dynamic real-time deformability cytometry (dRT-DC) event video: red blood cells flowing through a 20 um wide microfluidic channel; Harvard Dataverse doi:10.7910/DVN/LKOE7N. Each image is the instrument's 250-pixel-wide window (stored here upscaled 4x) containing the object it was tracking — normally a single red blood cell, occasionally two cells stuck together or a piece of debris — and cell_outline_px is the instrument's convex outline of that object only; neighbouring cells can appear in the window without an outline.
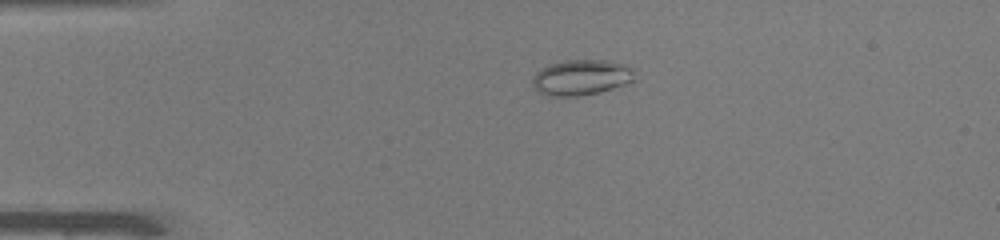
{"species": "common noctule bat (a hibernating species)", "species_latin": "Nyctalus noctula", "temperature_condition": "warm", "stored_images_in_passage": 41, "camera_frame_rate_fps": 3000, "um_per_image_px": 0.085, "animal": {"sex": "male", "body_mass_g": 19.0, "forearm_length_mm": 50.8}, "frame": {"image": 1, "passage_image": 2, "time_ms": 0.333, "image_size_px": [1000, 240], "cell_outline_px": [[636, 80], [612, 88], [596, 92], [576, 96], [548, 96], [540, 92], [532, 84], [532, 80], [536, 72], [540, 68], [548, 64], [564, 60], [604, 60], [624, 64], [636, 68]], "centroid_in_image_um": [49.44, 6.56], "position_along_channel_um": 35.6, "area_um2": 21.27}}
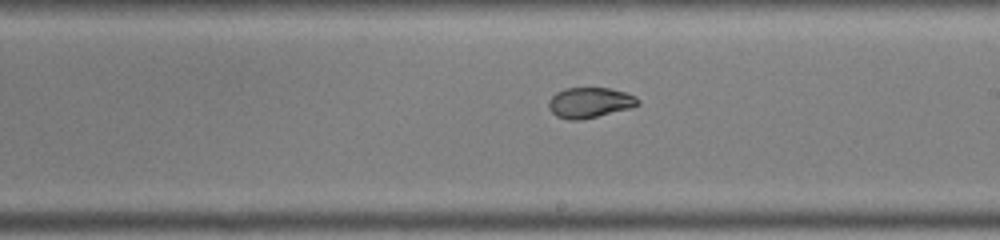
{"frame": {"image": 2, "passage_image": 20, "time_ms": 6.333, "image_size_px": [1000, 240], "cell_outline_px": [[640, 104], [632, 108], [580, 120], [568, 120], [556, 116], [548, 108], [548, 100], [556, 92], [564, 88], [608, 88], [624, 92], [636, 96], [640, 100]], "centroid_in_image_um": [50.12, 8.72], "position_along_channel_um": 238.9, "area_um2": 15.95}}
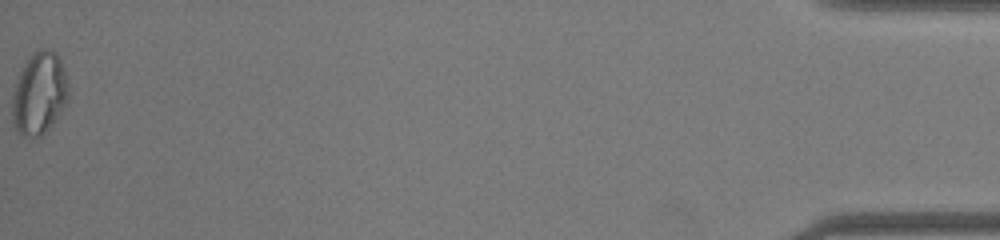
{"frame": {"image": 3, "passage_image": 41, "time_ms": 13.333, "image_size_px": [1000, 240], "cell_outline_px": [[68, 100], [52, 124], [40, 136], [28, 140], [20, 136], [12, 120], [12, 96], [16, 80], [24, 64], [32, 52], [40, 48], [48, 48], [56, 52], [64, 68], [68, 84]], "centroid_in_image_um": [3.32, 7.95], "position_along_channel_um": 431.9, "area_um2": 27.28}, "authors_computed_cell_mechanics": {"area_um2": 18.2648, "velocity_mm_per_s": 4.1041, "shape_relaxation_time_tau1_ms": null, "shape_relaxation_time_tau2_ms": 0.8731, "deformation_change_tau1": null, "deformation_change_tau2": 0.0477}}